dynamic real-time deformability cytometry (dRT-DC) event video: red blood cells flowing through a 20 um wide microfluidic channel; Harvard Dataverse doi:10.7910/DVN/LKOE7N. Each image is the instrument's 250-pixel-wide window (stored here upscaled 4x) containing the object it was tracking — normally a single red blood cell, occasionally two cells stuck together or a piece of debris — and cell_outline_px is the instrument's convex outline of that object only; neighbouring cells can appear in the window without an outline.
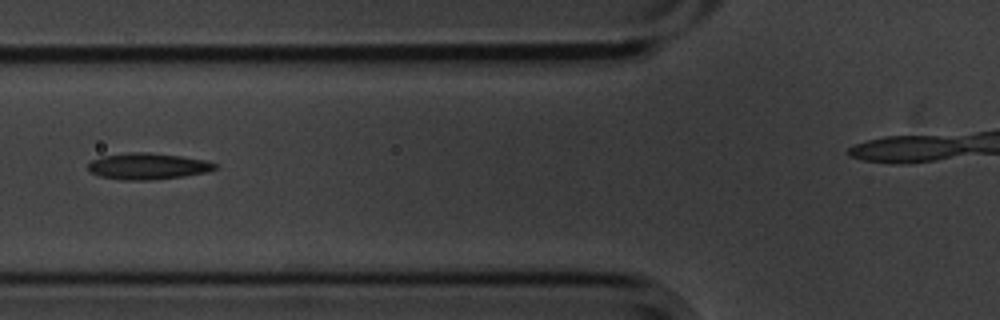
{"species": "common noctule bat (a hibernating species)", "species_latin": "Nyctalus noctula", "temperature_condition": "cold", "stored_images_in_passage": 10, "segment_of_instrument_passage": [1, 2], "camera_frame_rate_fps": 3000, "um_per_image_px": 0.085, "animal": {"sex": "male", "body_mass_g": 20.1, "forearm_length_mm": 53.5}, "frame": {"image": 1, "passage_image": 2, "time_ms": 0.333, "image_size_px": [1000, 320], "cell_outline_px": [[216, 168], [204, 172], [184, 176], [152, 180], [120, 180], [100, 176], [92, 172], [88, 168], [88, 164], [92, 160], [100, 156], [128, 152], [148, 152], [180, 156], [208, 160], [216, 164]], "centroid_in_image_um": [12.54, 14.12], "position_along_channel_um": 113.3, "area_um2": 19.48}}
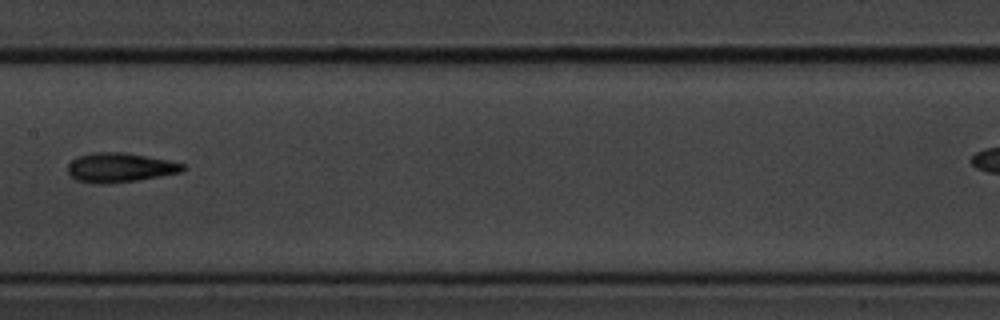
{"frame": {"image": 2, "passage_image": 4, "time_ms": 1.0, "image_size_px": [1000, 320], "cell_outline_px": [[184, 168], [180, 172], [136, 180], [108, 184], [100, 184], [76, 180], [68, 172], [68, 164], [72, 160], [80, 156], [92, 152], [124, 152], [168, 160], [184, 164]], "centroid_in_image_um": [10.16, 14.24], "position_along_channel_um": 197.2, "area_um2": 19.42}}
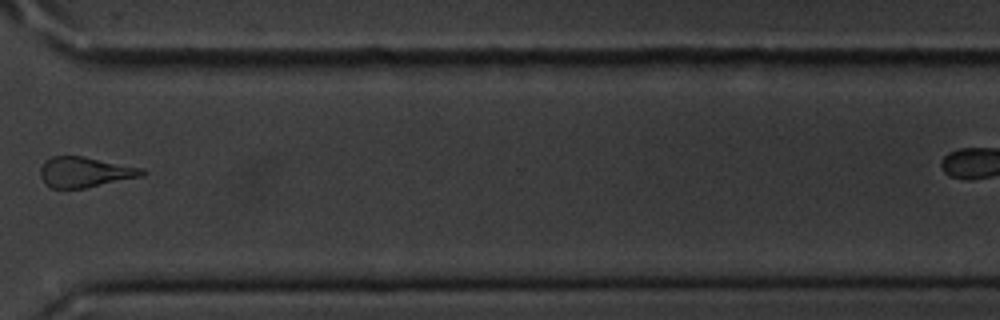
{"frame": {"image": 3, "passage_image": 8, "time_ms": 2.333, "image_size_px": [1000, 320], "cell_outline_px": [[148, 172], [144, 176], [84, 188], [52, 188], [40, 176], [40, 168], [44, 160], [52, 156], [84, 156], [144, 168]], "centroid_in_image_um": [7.26, 14.61], "position_along_channel_um": 363.3, "area_um2": 18.09}}